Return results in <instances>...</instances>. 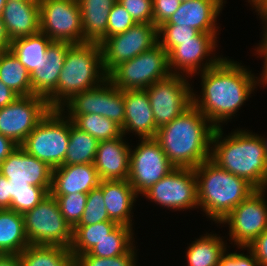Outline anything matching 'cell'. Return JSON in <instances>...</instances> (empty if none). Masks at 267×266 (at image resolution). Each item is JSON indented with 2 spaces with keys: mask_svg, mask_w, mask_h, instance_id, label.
Segmentation results:
<instances>
[{
  "mask_svg": "<svg viewBox=\"0 0 267 266\" xmlns=\"http://www.w3.org/2000/svg\"><path fill=\"white\" fill-rule=\"evenodd\" d=\"M227 59L224 57L217 65L199 73L202 96L192 92V104L216 128L235 116L256 86H266L262 73L255 77L241 63Z\"/></svg>",
  "mask_w": 267,
  "mask_h": 266,
  "instance_id": "6da1fadb",
  "label": "cell"
},
{
  "mask_svg": "<svg viewBox=\"0 0 267 266\" xmlns=\"http://www.w3.org/2000/svg\"><path fill=\"white\" fill-rule=\"evenodd\" d=\"M215 129L192 104L171 122L158 128L155 139L175 168L194 169L210 159Z\"/></svg>",
  "mask_w": 267,
  "mask_h": 266,
  "instance_id": "7a4b0ae2",
  "label": "cell"
},
{
  "mask_svg": "<svg viewBox=\"0 0 267 266\" xmlns=\"http://www.w3.org/2000/svg\"><path fill=\"white\" fill-rule=\"evenodd\" d=\"M222 128L213 133L210 160L256 189H266L267 154L261 135L238 129L224 137Z\"/></svg>",
  "mask_w": 267,
  "mask_h": 266,
  "instance_id": "3957f363",
  "label": "cell"
},
{
  "mask_svg": "<svg viewBox=\"0 0 267 266\" xmlns=\"http://www.w3.org/2000/svg\"><path fill=\"white\" fill-rule=\"evenodd\" d=\"M194 173L199 208L215 224L256 190L247 180L218 167L210 159L194 168Z\"/></svg>",
  "mask_w": 267,
  "mask_h": 266,
  "instance_id": "277c9868",
  "label": "cell"
},
{
  "mask_svg": "<svg viewBox=\"0 0 267 266\" xmlns=\"http://www.w3.org/2000/svg\"><path fill=\"white\" fill-rule=\"evenodd\" d=\"M106 79L100 44H73L66 53L57 89L46 99L48 106L59 109L73 95L97 87Z\"/></svg>",
  "mask_w": 267,
  "mask_h": 266,
  "instance_id": "5b68a950",
  "label": "cell"
},
{
  "mask_svg": "<svg viewBox=\"0 0 267 266\" xmlns=\"http://www.w3.org/2000/svg\"><path fill=\"white\" fill-rule=\"evenodd\" d=\"M70 137V119L60 109H50L20 145L51 169L64 163Z\"/></svg>",
  "mask_w": 267,
  "mask_h": 266,
  "instance_id": "8992f818",
  "label": "cell"
},
{
  "mask_svg": "<svg viewBox=\"0 0 267 266\" xmlns=\"http://www.w3.org/2000/svg\"><path fill=\"white\" fill-rule=\"evenodd\" d=\"M171 74L168 53L157 43L133 59L119 63L107 74V79L120 90H140Z\"/></svg>",
  "mask_w": 267,
  "mask_h": 266,
  "instance_id": "52a82bcc",
  "label": "cell"
},
{
  "mask_svg": "<svg viewBox=\"0 0 267 266\" xmlns=\"http://www.w3.org/2000/svg\"><path fill=\"white\" fill-rule=\"evenodd\" d=\"M23 218L30 244L71 247L73 229L61 214L58 202L51 193L32 210L25 212Z\"/></svg>",
  "mask_w": 267,
  "mask_h": 266,
  "instance_id": "ba28073f",
  "label": "cell"
},
{
  "mask_svg": "<svg viewBox=\"0 0 267 266\" xmlns=\"http://www.w3.org/2000/svg\"><path fill=\"white\" fill-rule=\"evenodd\" d=\"M135 149L130 150L128 182L136 195H143L175 167L170 163L155 138H141Z\"/></svg>",
  "mask_w": 267,
  "mask_h": 266,
  "instance_id": "9c48e42d",
  "label": "cell"
},
{
  "mask_svg": "<svg viewBox=\"0 0 267 266\" xmlns=\"http://www.w3.org/2000/svg\"><path fill=\"white\" fill-rule=\"evenodd\" d=\"M266 189H256L236 206L219 224H228L229 237L242 250L267 230Z\"/></svg>",
  "mask_w": 267,
  "mask_h": 266,
  "instance_id": "30bf717a",
  "label": "cell"
},
{
  "mask_svg": "<svg viewBox=\"0 0 267 266\" xmlns=\"http://www.w3.org/2000/svg\"><path fill=\"white\" fill-rule=\"evenodd\" d=\"M59 109L67 115L98 114L122 127L125 116L123 90L106 79L97 87L73 95Z\"/></svg>",
  "mask_w": 267,
  "mask_h": 266,
  "instance_id": "8fae6325",
  "label": "cell"
},
{
  "mask_svg": "<svg viewBox=\"0 0 267 266\" xmlns=\"http://www.w3.org/2000/svg\"><path fill=\"white\" fill-rule=\"evenodd\" d=\"M40 31L52 41L83 43L78 0H39Z\"/></svg>",
  "mask_w": 267,
  "mask_h": 266,
  "instance_id": "7c38bea8",
  "label": "cell"
},
{
  "mask_svg": "<svg viewBox=\"0 0 267 266\" xmlns=\"http://www.w3.org/2000/svg\"><path fill=\"white\" fill-rule=\"evenodd\" d=\"M188 76L171 74L146 90L157 128L168 124L192 105Z\"/></svg>",
  "mask_w": 267,
  "mask_h": 266,
  "instance_id": "4fadbf2b",
  "label": "cell"
},
{
  "mask_svg": "<svg viewBox=\"0 0 267 266\" xmlns=\"http://www.w3.org/2000/svg\"><path fill=\"white\" fill-rule=\"evenodd\" d=\"M158 43V28L153 23H136L123 33L101 43L102 64L106 74L115 66L151 49Z\"/></svg>",
  "mask_w": 267,
  "mask_h": 266,
  "instance_id": "5bb4252c",
  "label": "cell"
},
{
  "mask_svg": "<svg viewBox=\"0 0 267 266\" xmlns=\"http://www.w3.org/2000/svg\"><path fill=\"white\" fill-rule=\"evenodd\" d=\"M143 196L168 210L199 209L194 169L175 168L155 183Z\"/></svg>",
  "mask_w": 267,
  "mask_h": 266,
  "instance_id": "9a60e30c",
  "label": "cell"
},
{
  "mask_svg": "<svg viewBox=\"0 0 267 266\" xmlns=\"http://www.w3.org/2000/svg\"><path fill=\"white\" fill-rule=\"evenodd\" d=\"M50 109L41 96H19L0 108V134L20 146Z\"/></svg>",
  "mask_w": 267,
  "mask_h": 266,
  "instance_id": "2e32d148",
  "label": "cell"
},
{
  "mask_svg": "<svg viewBox=\"0 0 267 266\" xmlns=\"http://www.w3.org/2000/svg\"><path fill=\"white\" fill-rule=\"evenodd\" d=\"M217 35V33L200 32L194 40L178 41V46L168 54L170 72L192 78L193 74L217 65L224 58L223 55L210 57L215 54L213 52L218 46Z\"/></svg>",
  "mask_w": 267,
  "mask_h": 266,
  "instance_id": "e0dca14e",
  "label": "cell"
},
{
  "mask_svg": "<svg viewBox=\"0 0 267 266\" xmlns=\"http://www.w3.org/2000/svg\"><path fill=\"white\" fill-rule=\"evenodd\" d=\"M0 173L8 182L52 187V169L45 162L28 154L21 146H17L0 164Z\"/></svg>",
  "mask_w": 267,
  "mask_h": 266,
  "instance_id": "ac0fdd59",
  "label": "cell"
},
{
  "mask_svg": "<svg viewBox=\"0 0 267 266\" xmlns=\"http://www.w3.org/2000/svg\"><path fill=\"white\" fill-rule=\"evenodd\" d=\"M225 0H192L181 2L180 7L163 24L188 26L202 33H217V16L220 15Z\"/></svg>",
  "mask_w": 267,
  "mask_h": 266,
  "instance_id": "d6986e66",
  "label": "cell"
},
{
  "mask_svg": "<svg viewBox=\"0 0 267 266\" xmlns=\"http://www.w3.org/2000/svg\"><path fill=\"white\" fill-rule=\"evenodd\" d=\"M123 137L99 141L94 166L101 181L128 179L131 146Z\"/></svg>",
  "mask_w": 267,
  "mask_h": 266,
  "instance_id": "ffe728a7",
  "label": "cell"
},
{
  "mask_svg": "<svg viewBox=\"0 0 267 266\" xmlns=\"http://www.w3.org/2000/svg\"><path fill=\"white\" fill-rule=\"evenodd\" d=\"M123 96L125 116L122 134L135 132L140 138H155L158 128L146 90H124Z\"/></svg>",
  "mask_w": 267,
  "mask_h": 266,
  "instance_id": "44dd1931",
  "label": "cell"
},
{
  "mask_svg": "<svg viewBox=\"0 0 267 266\" xmlns=\"http://www.w3.org/2000/svg\"><path fill=\"white\" fill-rule=\"evenodd\" d=\"M101 179L94 163L61 165L52 169V195L88 194L99 187Z\"/></svg>",
  "mask_w": 267,
  "mask_h": 266,
  "instance_id": "7402d4cb",
  "label": "cell"
},
{
  "mask_svg": "<svg viewBox=\"0 0 267 266\" xmlns=\"http://www.w3.org/2000/svg\"><path fill=\"white\" fill-rule=\"evenodd\" d=\"M1 19L11 39L40 31L39 0H7Z\"/></svg>",
  "mask_w": 267,
  "mask_h": 266,
  "instance_id": "603a6c76",
  "label": "cell"
},
{
  "mask_svg": "<svg viewBox=\"0 0 267 266\" xmlns=\"http://www.w3.org/2000/svg\"><path fill=\"white\" fill-rule=\"evenodd\" d=\"M73 44L53 41L47 49L48 61L30 73L33 95L47 99L56 89L68 49Z\"/></svg>",
  "mask_w": 267,
  "mask_h": 266,
  "instance_id": "cb8c5ba5",
  "label": "cell"
},
{
  "mask_svg": "<svg viewBox=\"0 0 267 266\" xmlns=\"http://www.w3.org/2000/svg\"><path fill=\"white\" fill-rule=\"evenodd\" d=\"M99 188L103 192L109 218L119 225L132 227L133 203L138 196L128 180H103Z\"/></svg>",
  "mask_w": 267,
  "mask_h": 266,
  "instance_id": "d4e9b609",
  "label": "cell"
},
{
  "mask_svg": "<svg viewBox=\"0 0 267 266\" xmlns=\"http://www.w3.org/2000/svg\"><path fill=\"white\" fill-rule=\"evenodd\" d=\"M117 0H78L81 11L83 43H101L107 38L110 9Z\"/></svg>",
  "mask_w": 267,
  "mask_h": 266,
  "instance_id": "484cf974",
  "label": "cell"
},
{
  "mask_svg": "<svg viewBox=\"0 0 267 266\" xmlns=\"http://www.w3.org/2000/svg\"><path fill=\"white\" fill-rule=\"evenodd\" d=\"M52 42L47 35L39 31L30 36L13 39L10 50L27 71L31 73L48 61L46 52Z\"/></svg>",
  "mask_w": 267,
  "mask_h": 266,
  "instance_id": "4316f807",
  "label": "cell"
},
{
  "mask_svg": "<svg viewBox=\"0 0 267 266\" xmlns=\"http://www.w3.org/2000/svg\"><path fill=\"white\" fill-rule=\"evenodd\" d=\"M29 245L23 214L10 209L0 210V254H20Z\"/></svg>",
  "mask_w": 267,
  "mask_h": 266,
  "instance_id": "83f0119b",
  "label": "cell"
},
{
  "mask_svg": "<svg viewBox=\"0 0 267 266\" xmlns=\"http://www.w3.org/2000/svg\"><path fill=\"white\" fill-rule=\"evenodd\" d=\"M226 245L220 235L206 233L188 246L186 263L188 266H218L227 252Z\"/></svg>",
  "mask_w": 267,
  "mask_h": 266,
  "instance_id": "f1b7e54d",
  "label": "cell"
},
{
  "mask_svg": "<svg viewBox=\"0 0 267 266\" xmlns=\"http://www.w3.org/2000/svg\"><path fill=\"white\" fill-rule=\"evenodd\" d=\"M22 266H75L70 248L30 244L19 254Z\"/></svg>",
  "mask_w": 267,
  "mask_h": 266,
  "instance_id": "f546056e",
  "label": "cell"
},
{
  "mask_svg": "<svg viewBox=\"0 0 267 266\" xmlns=\"http://www.w3.org/2000/svg\"><path fill=\"white\" fill-rule=\"evenodd\" d=\"M0 81L18 96L33 95L30 73L11 50L0 52Z\"/></svg>",
  "mask_w": 267,
  "mask_h": 266,
  "instance_id": "4dcf8cb0",
  "label": "cell"
},
{
  "mask_svg": "<svg viewBox=\"0 0 267 266\" xmlns=\"http://www.w3.org/2000/svg\"><path fill=\"white\" fill-rule=\"evenodd\" d=\"M99 141L70 120V137L63 165L94 163Z\"/></svg>",
  "mask_w": 267,
  "mask_h": 266,
  "instance_id": "1f68e13d",
  "label": "cell"
},
{
  "mask_svg": "<svg viewBox=\"0 0 267 266\" xmlns=\"http://www.w3.org/2000/svg\"><path fill=\"white\" fill-rule=\"evenodd\" d=\"M133 227L117 225L87 253L96 257H115L126 254L135 244Z\"/></svg>",
  "mask_w": 267,
  "mask_h": 266,
  "instance_id": "d6a6232c",
  "label": "cell"
},
{
  "mask_svg": "<svg viewBox=\"0 0 267 266\" xmlns=\"http://www.w3.org/2000/svg\"><path fill=\"white\" fill-rule=\"evenodd\" d=\"M118 224L115 221H104L93 225L75 226L70 251L74 258L91 250L105 238Z\"/></svg>",
  "mask_w": 267,
  "mask_h": 266,
  "instance_id": "836d02e7",
  "label": "cell"
},
{
  "mask_svg": "<svg viewBox=\"0 0 267 266\" xmlns=\"http://www.w3.org/2000/svg\"><path fill=\"white\" fill-rule=\"evenodd\" d=\"M79 129L98 141L112 140L122 135V130L114 121L98 114L66 115Z\"/></svg>",
  "mask_w": 267,
  "mask_h": 266,
  "instance_id": "e575fe53",
  "label": "cell"
},
{
  "mask_svg": "<svg viewBox=\"0 0 267 266\" xmlns=\"http://www.w3.org/2000/svg\"><path fill=\"white\" fill-rule=\"evenodd\" d=\"M10 194V210L20 214L32 210L51 191V187H39L27 182H8Z\"/></svg>",
  "mask_w": 267,
  "mask_h": 266,
  "instance_id": "d590c367",
  "label": "cell"
},
{
  "mask_svg": "<svg viewBox=\"0 0 267 266\" xmlns=\"http://www.w3.org/2000/svg\"><path fill=\"white\" fill-rule=\"evenodd\" d=\"M104 221L112 220L106 209L103 192L97 187L88 193L84 213L76 226L93 225Z\"/></svg>",
  "mask_w": 267,
  "mask_h": 266,
  "instance_id": "8d00e7d4",
  "label": "cell"
},
{
  "mask_svg": "<svg viewBox=\"0 0 267 266\" xmlns=\"http://www.w3.org/2000/svg\"><path fill=\"white\" fill-rule=\"evenodd\" d=\"M199 33L200 31L188 26L162 24L158 27V43L169 54L178 46V41L194 40Z\"/></svg>",
  "mask_w": 267,
  "mask_h": 266,
  "instance_id": "74e56055",
  "label": "cell"
},
{
  "mask_svg": "<svg viewBox=\"0 0 267 266\" xmlns=\"http://www.w3.org/2000/svg\"><path fill=\"white\" fill-rule=\"evenodd\" d=\"M87 195L79 192L67 195H53L58 202L61 214L72 229L79 223L84 213Z\"/></svg>",
  "mask_w": 267,
  "mask_h": 266,
  "instance_id": "f35d334b",
  "label": "cell"
},
{
  "mask_svg": "<svg viewBox=\"0 0 267 266\" xmlns=\"http://www.w3.org/2000/svg\"><path fill=\"white\" fill-rule=\"evenodd\" d=\"M135 247L133 246L126 254L115 257H96L88 253L78 255L75 258V266H136Z\"/></svg>",
  "mask_w": 267,
  "mask_h": 266,
  "instance_id": "ab89813d",
  "label": "cell"
},
{
  "mask_svg": "<svg viewBox=\"0 0 267 266\" xmlns=\"http://www.w3.org/2000/svg\"><path fill=\"white\" fill-rule=\"evenodd\" d=\"M135 24L136 22L125 8L116 2L110 9L107 24V37L123 33Z\"/></svg>",
  "mask_w": 267,
  "mask_h": 266,
  "instance_id": "60d3db41",
  "label": "cell"
},
{
  "mask_svg": "<svg viewBox=\"0 0 267 266\" xmlns=\"http://www.w3.org/2000/svg\"><path fill=\"white\" fill-rule=\"evenodd\" d=\"M136 23H153L152 0H117Z\"/></svg>",
  "mask_w": 267,
  "mask_h": 266,
  "instance_id": "b9f144b4",
  "label": "cell"
},
{
  "mask_svg": "<svg viewBox=\"0 0 267 266\" xmlns=\"http://www.w3.org/2000/svg\"><path fill=\"white\" fill-rule=\"evenodd\" d=\"M153 24L158 28L167 22L181 5L180 0H152Z\"/></svg>",
  "mask_w": 267,
  "mask_h": 266,
  "instance_id": "7bdbcfd3",
  "label": "cell"
},
{
  "mask_svg": "<svg viewBox=\"0 0 267 266\" xmlns=\"http://www.w3.org/2000/svg\"><path fill=\"white\" fill-rule=\"evenodd\" d=\"M247 255L237 252H228L225 253L220 260L218 266H259L254 255L247 249Z\"/></svg>",
  "mask_w": 267,
  "mask_h": 266,
  "instance_id": "ee69618b",
  "label": "cell"
},
{
  "mask_svg": "<svg viewBox=\"0 0 267 266\" xmlns=\"http://www.w3.org/2000/svg\"><path fill=\"white\" fill-rule=\"evenodd\" d=\"M246 248L254 255L259 266H267V230H264Z\"/></svg>",
  "mask_w": 267,
  "mask_h": 266,
  "instance_id": "f6af8a7d",
  "label": "cell"
},
{
  "mask_svg": "<svg viewBox=\"0 0 267 266\" xmlns=\"http://www.w3.org/2000/svg\"><path fill=\"white\" fill-rule=\"evenodd\" d=\"M10 209V194L8 179L0 173V210Z\"/></svg>",
  "mask_w": 267,
  "mask_h": 266,
  "instance_id": "bcb514c9",
  "label": "cell"
},
{
  "mask_svg": "<svg viewBox=\"0 0 267 266\" xmlns=\"http://www.w3.org/2000/svg\"><path fill=\"white\" fill-rule=\"evenodd\" d=\"M10 138L0 134V164L11 154L17 147Z\"/></svg>",
  "mask_w": 267,
  "mask_h": 266,
  "instance_id": "7dc6e473",
  "label": "cell"
},
{
  "mask_svg": "<svg viewBox=\"0 0 267 266\" xmlns=\"http://www.w3.org/2000/svg\"><path fill=\"white\" fill-rule=\"evenodd\" d=\"M19 96L0 81V108L12 103Z\"/></svg>",
  "mask_w": 267,
  "mask_h": 266,
  "instance_id": "c3c4849f",
  "label": "cell"
},
{
  "mask_svg": "<svg viewBox=\"0 0 267 266\" xmlns=\"http://www.w3.org/2000/svg\"><path fill=\"white\" fill-rule=\"evenodd\" d=\"M262 36L263 38L261 42L259 43L257 48H255V51H256L255 54H258L260 57H264L263 59L264 65H263V69L261 73L264 76H266L267 75V32H264Z\"/></svg>",
  "mask_w": 267,
  "mask_h": 266,
  "instance_id": "681fc988",
  "label": "cell"
},
{
  "mask_svg": "<svg viewBox=\"0 0 267 266\" xmlns=\"http://www.w3.org/2000/svg\"><path fill=\"white\" fill-rule=\"evenodd\" d=\"M0 266H22L19 254H0Z\"/></svg>",
  "mask_w": 267,
  "mask_h": 266,
  "instance_id": "f907efd6",
  "label": "cell"
},
{
  "mask_svg": "<svg viewBox=\"0 0 267 266\" xmlns=\"http://www.w3.org/2000/svg\"><path fill=\"white\" fill-rule=\"evenodd\" d=\"M11 39L9 38L3 20L0 17V52L10 50Z\"/></svg>",
  "mask_w": 267,
  "mask_h": 266,
  "instance_id": "816d5d0a",
  "label": "cell"
},
{
  "mask_svg": "<svg viewBox=\"0 0 267 266\" xmlns=\"http://www.w3.org/2000/svg\"><path fill=\"white\" fill-rule=\"evenodd\" d=\"M250 5L256 9L262 20L267 19V0H254Z\"/></svg>",
  "mask_w": 267,
  "mask_h": 266,
  "instance_id": "f5cc1de1",
  "label": "cell"
},
{
  "mask_svg": "<svg viewBox=\"0 0 267 266\" xmlns=\"http://www.w3.org/2000/svg\"><path fill=\"white\" fill-rule=\"evenodd\" d=\"M6 2H7V0H0V17L2 15V11L5 7Z\"/></svg>",
  "mask_w": 267,
  "mask_h": 266,
  "instance_id": "db71d44e",
  "label": "cell"
},
{
  "mask_svg": "<svg viewBox=\"0 0 267 266\" xmlns=\"http://www.w3.org/2000/svg\"><path fill=\"white\" fill-rule=\"evenodd\" d=\"M261 139L263 141V144H264V148H265V152L267 154V138L265 139L264 137L261 136Z\"/></svg>",
  "mask_w": 267,
  "mask_h": 266,
  "instance_id": "11a10c76",
  "label": "cell"
},
{
  "mask_svg": "<svg viewBox=\"0 0 267 266\" xmlns=\"http://www.w3.org/2000/svg\"><path fill=\"white\" fill-rule=\"evenodd\" d=\"M262 22L265 24V26H263V32H267V19H263Z\"/></svg>",
  "mask_w": 267,
  "mask_h": 266,
  "instance_id": "9f6ffc18",
  "label": "cell"
},
{
  "mask_svg": "<svg viewBox=\"0 0 267 266\" xmlns=\"http://www.w3.org/2000/svg\"><path fill=\"white\" fill-rule=\"evenodd\" d=\"M181 2H187V1H192V0H180Z\"/></svg>",
  "mask_w": 267,
  "mask_h": 266,
  "instance_id": "6f0895ef",
  "label": "cell"
}]
</instances>
